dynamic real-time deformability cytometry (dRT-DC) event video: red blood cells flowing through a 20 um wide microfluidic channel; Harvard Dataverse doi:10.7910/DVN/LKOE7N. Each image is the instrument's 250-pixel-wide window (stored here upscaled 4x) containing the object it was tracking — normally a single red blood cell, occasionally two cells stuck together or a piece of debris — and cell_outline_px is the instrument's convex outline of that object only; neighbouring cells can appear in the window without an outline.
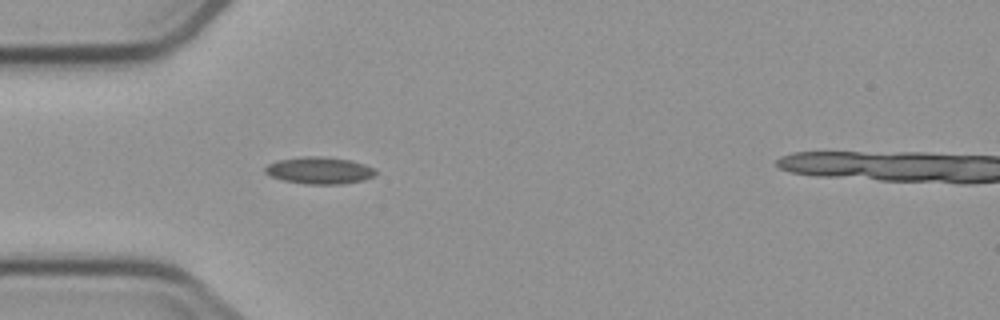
{"species": "common noctule bat (a hibernating species)", "species_latin": "Nyctalus noctula", "temperature_condition": "cold", "stored_images_in_passage": 5, "camera_frame_rate_fps": 3000, "um_per_image_px": 0.085, "animal": {"sex": "male", "body_mass_g": 23.1, "forearm_length_mm": 52.7}, "frame": {"image": 1, "passage_image": 4, "time_ms": 4.0, "image_size_px": [1000, 320], "cell_outline_px": [[376, 176], [364, 180], [340, 184], [308, 184], [284, 180], [272, 176], [264, 172], [264, 168], [268, 164], [276, 160], [304, 156], [320, 156], [352, 160], [376, 168]], "centroid_in_image_um": [27.18, 14.48], "position_along_channel_um": 57.8, "area_um2": 17.46}}